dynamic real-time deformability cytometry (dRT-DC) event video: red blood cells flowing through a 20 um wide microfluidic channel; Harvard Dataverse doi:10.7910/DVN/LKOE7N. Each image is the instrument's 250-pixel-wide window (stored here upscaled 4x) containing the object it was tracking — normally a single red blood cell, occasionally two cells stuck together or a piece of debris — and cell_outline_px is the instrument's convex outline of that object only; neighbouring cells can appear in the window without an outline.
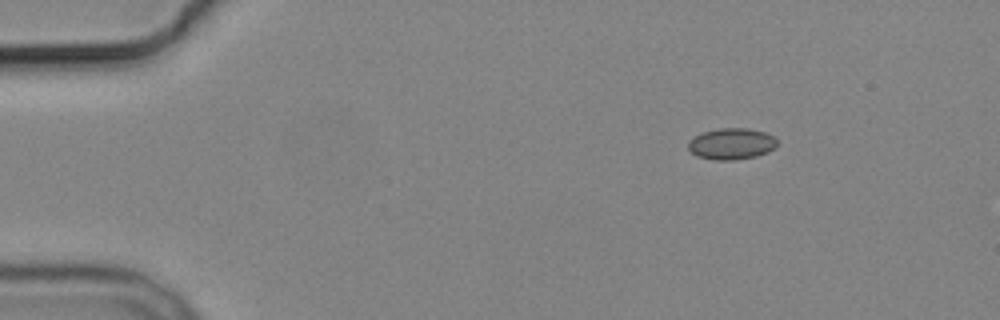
{"species": "common noctule bat (a hibernating species)", "species_latin": "Nyctalus noctula", "temperature_condition": "cold", "stored_images_in_passage": 3, "camera_frame_rate_fps": 3000, "um_per_image_px": 0.085, "animal": {"sex": "male", "body_mass_g": 19.2, "forearm_length_mm": 51.8}, "frame": {"image": 1, "passage_image": 1, "time_ms": 0.0, "image_size_px": [1000, 320], "cell_outline_px": [[776, 148], [768, 152], [756, 156], [736, 160], [712, 160], [696, 156], [688, 148], [688, 140], [704, 132], [720, 128], [748, 128], [764, 132], [772, 136], [776, 140]], "centroid_in_image_um": [62.17, 12.24], "position_along_channel_um": 22.8, "area_um2": 16.24}}
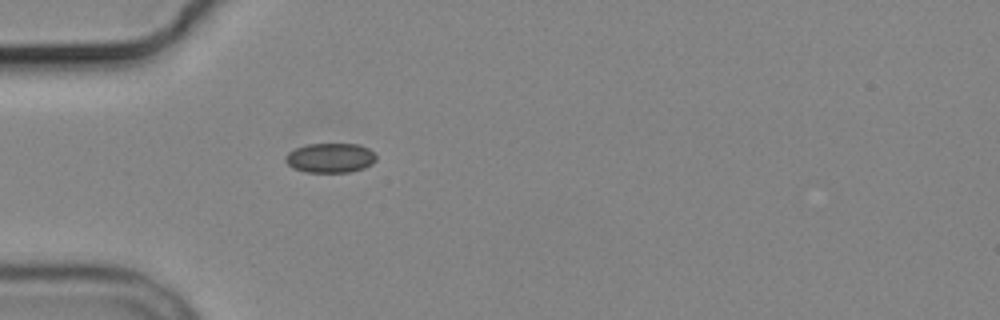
{"frame": {"image": 2, "passage_image": 3, "time_ms": 3.0, "image_size_px": [1000, 320], "cell_outline_px": [[376, 160], [372, 164], [364, 168], [348, 172], [308, 172], [292, 168], [284, 160], [284, 156], [288, 152], [296, 148], [308, 144], [356, 144], [368, 148], [376, 156]], "centroid_in_image_um": [28.05, 13.42], "position_along_channel_um": 56.9, "area_um2": 15.61}}